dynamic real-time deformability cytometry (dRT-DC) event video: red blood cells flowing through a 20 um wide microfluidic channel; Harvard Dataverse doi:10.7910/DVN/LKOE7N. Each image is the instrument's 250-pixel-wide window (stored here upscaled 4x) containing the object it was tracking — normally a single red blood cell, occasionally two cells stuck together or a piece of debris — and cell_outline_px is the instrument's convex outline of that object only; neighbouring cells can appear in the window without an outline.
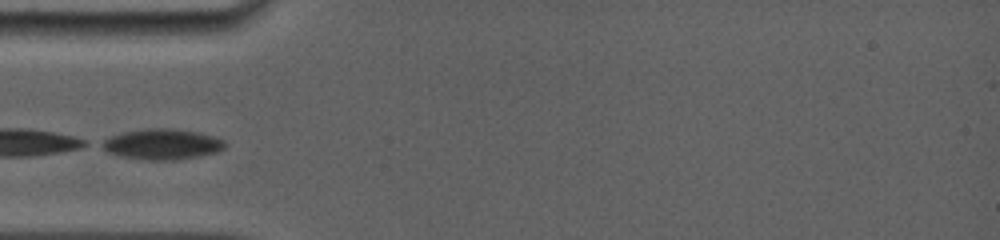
{"species": "common noctule bat (a hibernating species)", "species_latin": "Nyctalus noctula", "temperature_condition": "room temperature", "stored_images_in_passage": 82, "camera_frame_rate_fps": 5000, "um_per_image_px": 0.085, "animal": {"sex": "female", "body_mass_g": 19.0, "forearm_length_mm": 56.7}, "frame": {"image": 1, "passage_image": 1, "time_ms": 0.0, "image_size_px": [1000, 240], "cell_outline_px": [[224, 148], [216, 152], [200, 156], [176, 160], [148, 160], [120, 156], [108, 152], [96, 144], [120, 132], [144, 128], [172, 128], [200, 132], [224, 140]], "centroid_in_image_um": [13.74, 12.25], "position_along_channel_um": 71.3, "area_um2": 22.14}}
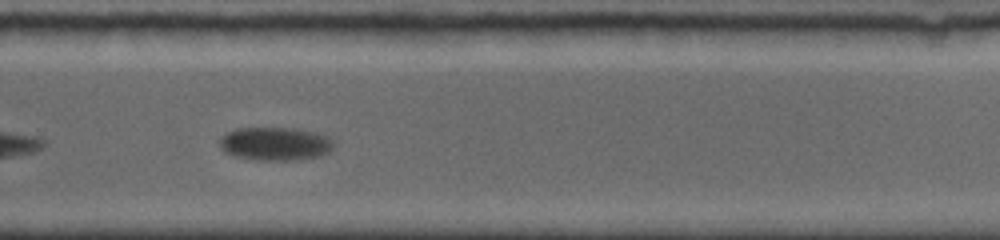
{"frame": {"image": 2, "passage_image": 41, "time_ms": 6.4, "image_size_px": [1000, 240], "cell_outline_px": [[336, 144], [328, 152], [320, 156], [288, 160], [260, 160], [232, 156], [224, 152], [220, 148], [220, 136], [224, 132], [236, 128], [296, 128], [316, 132], [328, 136]], "centroid_in_image_um": [23.36, 12.21], "position_along_channel_um": 306.4, "area_um2": 22.43}}
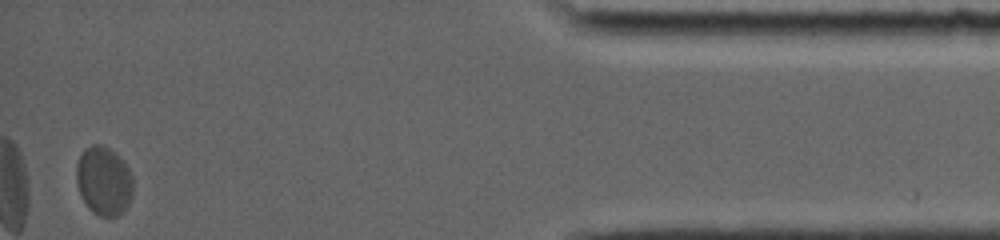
{"frame": {"image": 3, "passage_image": 76, "time_ms": 11.2, "image_size_px": [1000, 240], "cell_outline_px": [[132, 192], [128, 204], [116, 216], [100, 216], [92, 212], [88, 208], [80, 196], [76, 180], [76, 164], [84, 148], [92, 144], [100, 144], [116, 152], [124, 160], [132, 176]], "centroid_in_image_um": [8.8, 15.35], "position_along_channel_um": 426.4, "area_um2": 22.83}}